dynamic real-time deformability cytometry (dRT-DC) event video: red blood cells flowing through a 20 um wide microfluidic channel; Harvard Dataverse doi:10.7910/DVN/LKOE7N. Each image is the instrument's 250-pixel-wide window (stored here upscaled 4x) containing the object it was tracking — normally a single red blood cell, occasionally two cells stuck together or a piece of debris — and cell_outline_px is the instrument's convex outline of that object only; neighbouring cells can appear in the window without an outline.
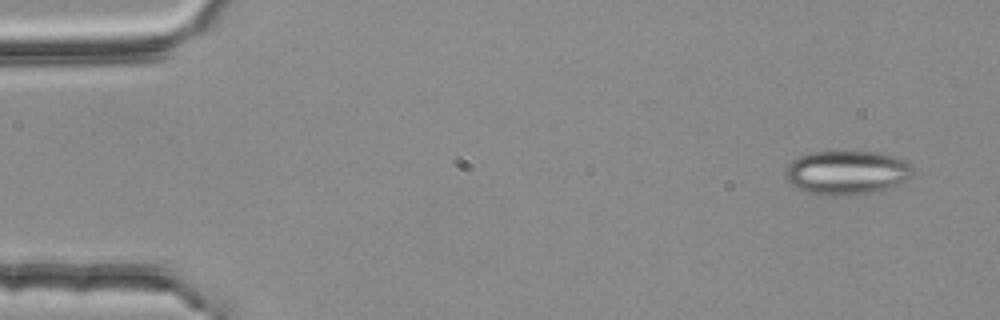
{"species": "common noctule bat (a hibernating species)", "species_latin": "Nyctalus noctula", "temperature_condition": "room temperature", "stored_images_in_passage": 3, "camera_frame_rate_fps": 3000, "um_per_image_px": 0.085, "animal": {"sex": "female", "body_mass_g": 25.1}, "frame": {"image": 1, "passage_image": 3, "time_ms": 0.667, "image_size_px": [1000, 320], "cell_outline_px": [[912, 176], [908, 180], [888, 188], [872, 192], [848, 196], [820, 196], [796, 188], [784, 176], [784, 172], [788, 164], [792, 160], [800, 156], [812, 152], [880, 152], [896, 156], [912, 164]], "centroid_in_image_um": [71.98, 14.68], "position_along_channel_um": 13.0, "area_um2": 33.06}}